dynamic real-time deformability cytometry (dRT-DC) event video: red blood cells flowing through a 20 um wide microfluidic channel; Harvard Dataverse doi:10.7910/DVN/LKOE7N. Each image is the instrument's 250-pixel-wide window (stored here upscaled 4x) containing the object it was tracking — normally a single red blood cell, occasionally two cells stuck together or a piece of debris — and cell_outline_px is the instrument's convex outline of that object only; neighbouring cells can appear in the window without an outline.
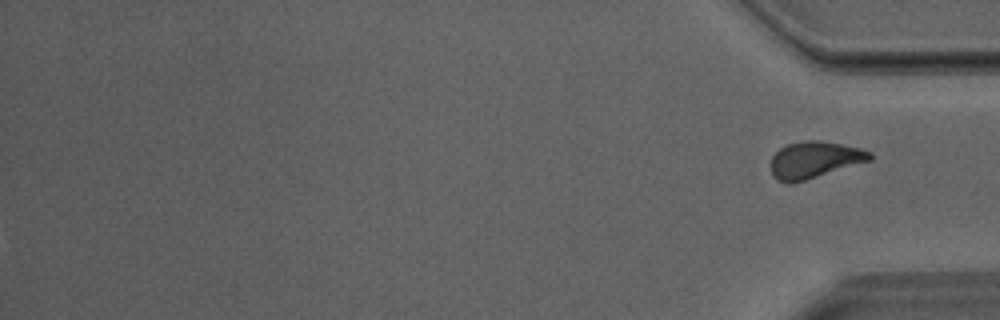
{"species": "Egyptian fruit bat (a non-hibernating species)", "species_latin": "Rousettus aegyptiacus", "temperature_condition": "room temperature", "stored_images_in_passage": 41, "segment_of_instrument_passage": [2, 2], "camera_frame_rate_fps": 3000, "um_per_image_px": 0.085, "animal": {"sex": "male"}, "frame": {"image": 1, "passage_image": 41, "time_ms": 13.333, "image_size_px": [1000, 320], "cell_outline_px": [[872, 160], [792, 184], [788, 184], [776, 180], [772, 176], [772, 156], [780, 148], [788, 144], [808, 140], [820, 140], [860, 148], [872, 152]], "centroid_in_image_um": [69.23, 13.6], "position_along_channel_um": 366.0, "area_um2": 21.15}}